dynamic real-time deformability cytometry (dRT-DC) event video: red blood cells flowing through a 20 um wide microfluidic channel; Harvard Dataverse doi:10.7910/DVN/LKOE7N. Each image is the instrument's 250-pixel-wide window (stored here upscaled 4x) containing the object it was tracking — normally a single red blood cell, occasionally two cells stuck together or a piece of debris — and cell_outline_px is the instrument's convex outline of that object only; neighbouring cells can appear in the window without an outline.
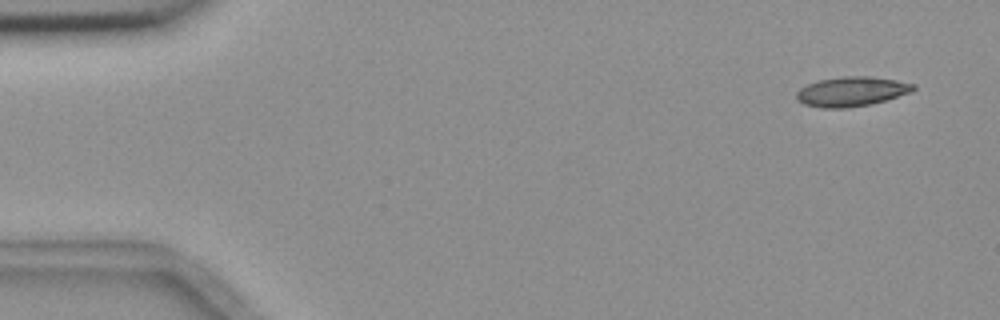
{"species": "common noctule bat (a hibernating species)", "species_latin": "Nyctalus noctula", "temperature_condition": "room temperature", "stored_images_in_passage": 7, "camera_frame_rate_fps": 3000, "um_per_image_px": 0.085, "animal": {"sex": "female", "body_mass_g": 18.4}, "frame": {"image": 1, "passage_image": 1, "time_ms": 0.0, "image_size_px": [1000, 320], "cell_outline_px": [[916, 88], [912, 92], [872, 104], [848, 108], [824, 108], [804, 104], [796, 100], [796, 92], [800, 88], [816, 80], [844, 76], [872, 76], [896, 80], [916, 84]], "centroid_in_image_um": [72.39, 7.77], "position_along_channel_um": 12.6, "area_um2": 20.4}}
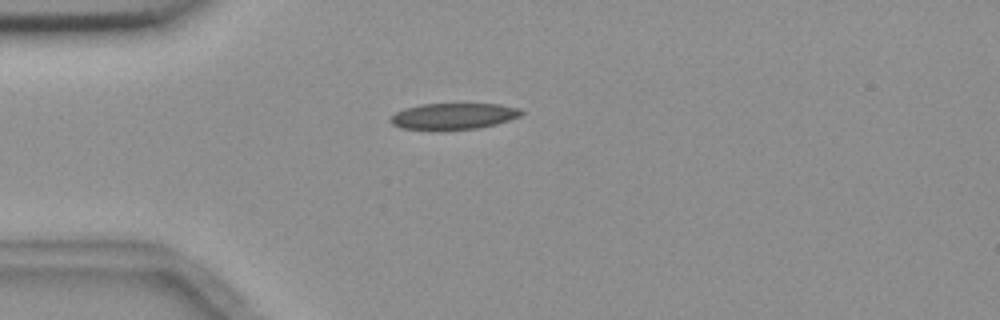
{"frame": {"image": 2, "passage_image": 4, "time_ms": 3.667, "image_size_px": [1000, 320], "cell_outline_px": [[524, 112], [520, 116], [496, 124], [476, 128], [404, 128], [392, 124], [388, 120], [396, 112], [404, 108], [420, 104], [500, 104], [520, 108]], "centroid_in_image_um": [38.57, 9.84], "position_along_channel_um": 46.4, "area_um2": 19.42}}
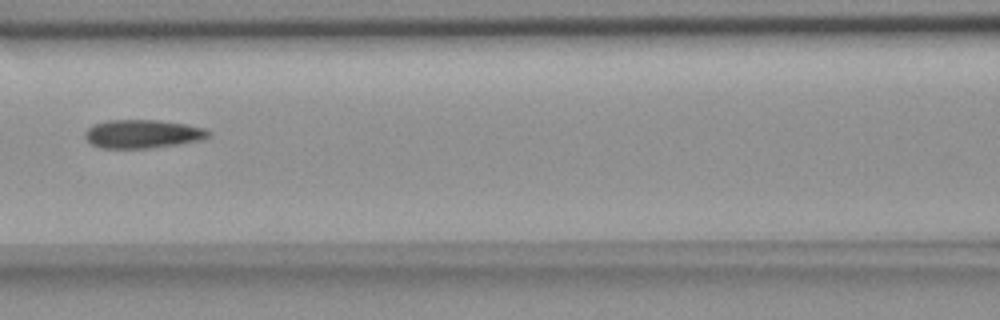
{"frame": {"image": 3, "passage_image": 7, "time_ms": 7.0, "image_size_px": [1000, 320], "cell_outline_px": [[212, 136], [200, 140], [176, 144], [148, 148], [100, 148], [92, 144], [84, 136], [88, 128], [96, 124], [108, 120], [160, 120], [188, 124], [204, 128], [212, 132]], "centroid_in_image_um": [12.17, 11.37], "position_along_channel_um": 154.4, "area_um2": 20.46}}